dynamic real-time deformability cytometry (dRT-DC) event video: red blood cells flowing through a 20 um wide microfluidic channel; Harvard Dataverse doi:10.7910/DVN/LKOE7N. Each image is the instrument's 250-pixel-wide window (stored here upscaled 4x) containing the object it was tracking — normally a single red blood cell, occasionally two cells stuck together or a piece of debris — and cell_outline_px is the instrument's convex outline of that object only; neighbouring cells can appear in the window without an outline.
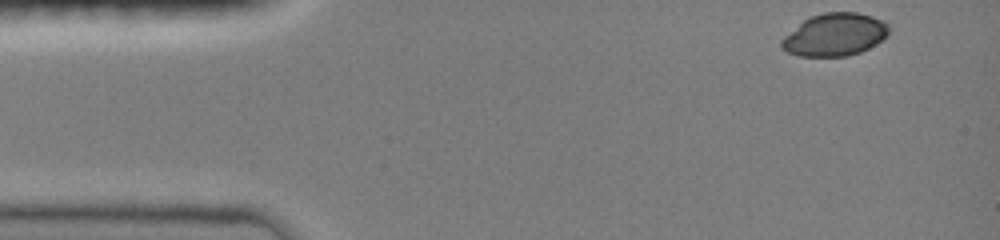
{"species": "common noctule bat (a hibernating species)", "species_latin": "Nyctalus noctula", "temperature_condition": "room temperature", "stored_images_in_passage": 9, "camera_frame_rate_fps": 3000, "um_per_image_px": 0.085, "animal": {"sex": "female", "body_mass_g": 19.0, "forearm_length_mm": 51.5}, "frame": {"image": 1, "passage_image": 1, "time_ms": 0.0, "image_size_px": [1000, 240], "cell_outline_px": [[888, 36], [868, 48], [860, 52], [848, 56], [800, 56], [788, 52], [780, 48], [780, 40], [784, 36], [808, 16], [824, 12], [856, 12], [872, 16], [884, 20], [888, 24]], "centroid_in_image_um": [70.94, 2.94], "position_along_channel_um": 14.1, "area_um2": 26.82}}
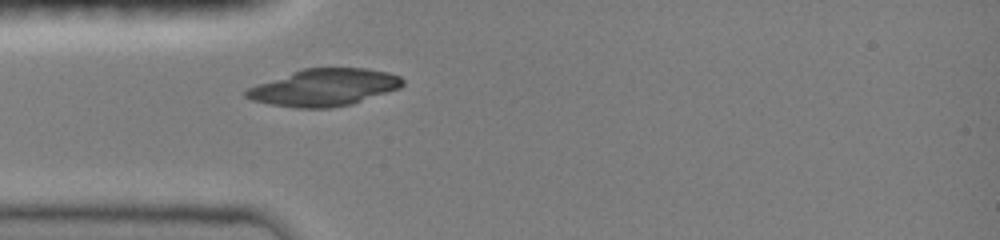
{"frame": {"image": 2, "passage_image": 7, "time_ms": 3.333, "image_size_px": [1000, 240], "cell_outline_px": [[404, 84], [400, 88], [352, 104], [332, 108], [296, 108], [268, 104], [252, 100], [244, 96], [244, 92], [248, 88], [256, 84], [304, 68], [364, 68], [388, 72], [400, 76], [404, 80]], "centroid_in_image_um": [27.55, 7.44], "position_along_channel_um": 57.5, "area_um2": 33.87}}
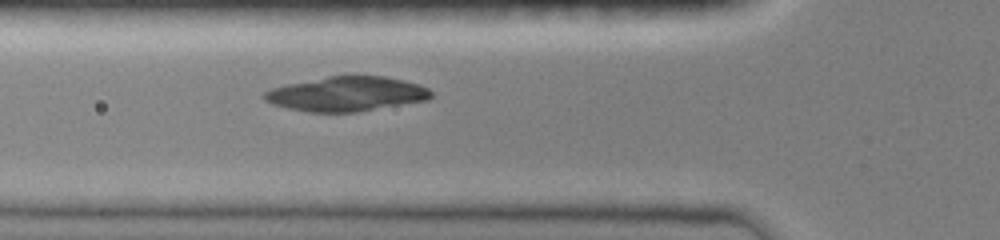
{"frame": {"image": 3, "passage_image": 9, "time_ms": 4.333, "image_size_px": [1000, 240], "cell_outline_px": [[432, 96], [428, 100], [356, 112], [308, 112], [288, 108], [272, 104], [264, 100], [264, 92], [272, 88], [288, 84], [328, 76], [384, 76], [420, 84], [428, 88], [432, 92]], "centroid_in_image_um": [29.48, 7.99], "position_along_channel_um": 96.3, "area_um2": 33.47}}